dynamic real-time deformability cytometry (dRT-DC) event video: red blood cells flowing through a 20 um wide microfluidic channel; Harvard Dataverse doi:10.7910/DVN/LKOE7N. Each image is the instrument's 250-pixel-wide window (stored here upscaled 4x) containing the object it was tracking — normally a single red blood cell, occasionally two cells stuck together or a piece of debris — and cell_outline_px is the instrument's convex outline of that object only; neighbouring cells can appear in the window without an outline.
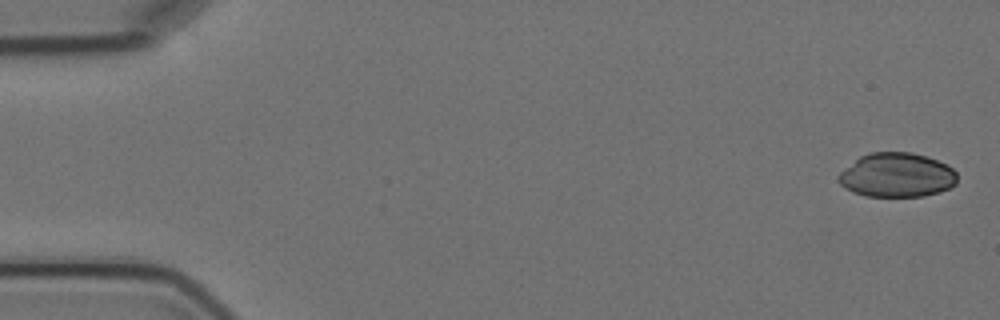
{"species": "Egyptian fruit bat (a non-hibernating species)", "species_latin": "Rousettus aegyptiacus", "temperature_condition": "cold", "stored_images_in_passage": 5, "camera_frame_rate_fps": 3000, "um_per_image_px": 0.085, "animal": {"sex": "female"}, "frame": {"image": 1, "passage_image": 1, "time_ms": 0.0, "image_size_px": [1000, 320], "cell_outline_px": [[956, 184], [940, 192], [924, 196], [864, 196], [852, 192], [844, 188], [836, 180], [836, 176], [840, 172], [860, 156], [868, 152], [912, 152], [936, 160], [952, 168], [956, 172]], "centroid_in_image_um": [76.18, 14.89], "position_along_channel_um": 8.8, "area_um2": 30.69}}